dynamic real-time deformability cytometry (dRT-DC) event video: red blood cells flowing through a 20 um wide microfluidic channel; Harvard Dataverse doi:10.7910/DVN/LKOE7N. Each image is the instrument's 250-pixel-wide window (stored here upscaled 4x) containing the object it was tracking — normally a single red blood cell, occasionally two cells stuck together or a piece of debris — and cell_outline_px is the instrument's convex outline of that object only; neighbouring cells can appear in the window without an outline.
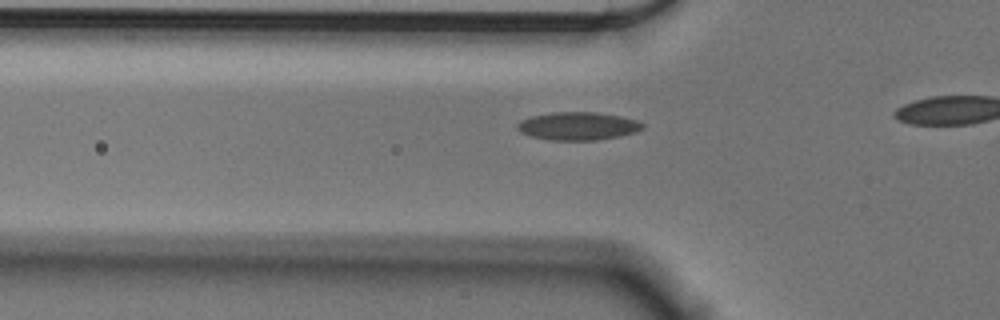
{"species": "Egyptian fruit bat (a non-hibernating species)", "species_latin": "Rousettus aegyptiacus", "temperature_condition": "cold", "stored_images_in_passage": 16, "camera_frame_rate_fps": 3000, "um_per_image_px": 0.085, "animal": {"sex": "male"}, "frame": {"image": 1, "passage_image": 10, "time_ms": 3.0, "image_size_px": [1000, 320], "cell_outline_px": [[644, 128], [636, 132], [620, 136], [596, 140], [552, 140], [532, 136], [520, 132], [516, 128], [516, 124], [520, 120], [532, 116], [552, 112], [596, 112], [620, 116], [636, 120], [644, 124]], "centroid_in_image_um": [49.12, 10.71], "position_along_channel_um": 76.7, "area_um2": 20.46}}
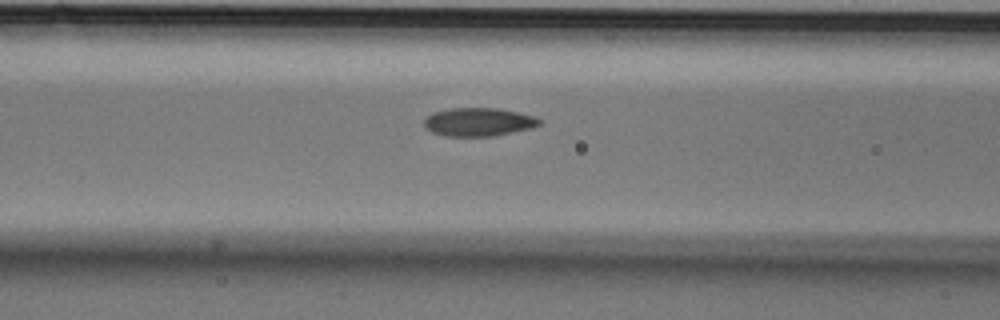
{"frame": {"image": 2, "passage_image": 14, "time_ms": 4.333, "image_size_px": [1000, 320], "cell_outline_px": [[540, 124], [532, 128], [492, 136], [444, 136], [432, 132], [424, 128], [424, 120], [432, 112], [452, 108], [496, 108], [536, 116], [540, 120]], "centroid_in_image_um": [40.65, 10.37], "position_along_channel_um": 126.0, "area_um2": 19.02}}